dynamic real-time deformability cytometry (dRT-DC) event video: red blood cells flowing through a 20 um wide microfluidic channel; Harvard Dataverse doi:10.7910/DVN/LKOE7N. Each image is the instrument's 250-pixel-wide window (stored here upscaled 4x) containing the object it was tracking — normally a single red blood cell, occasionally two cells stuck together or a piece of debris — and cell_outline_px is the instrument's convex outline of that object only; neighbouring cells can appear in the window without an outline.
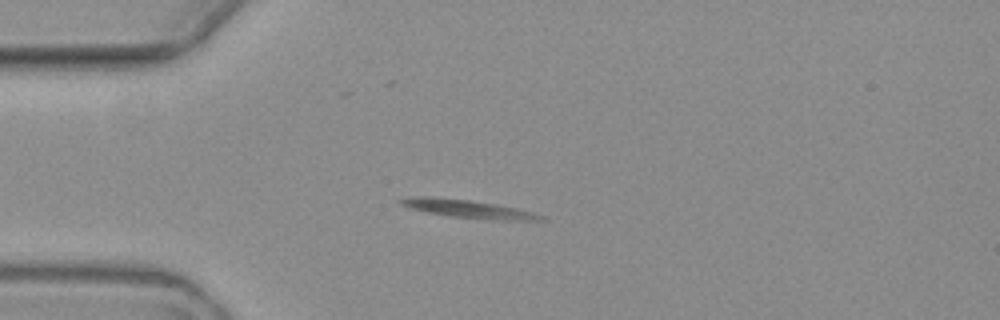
{"species": "common noctule bat (a hibernating species)", "species_latin": "Nyctalus noctula", "temperature_condition": "warm", "stored_images_in_passage": 3, "camera_frame_rate_fps": 3000, "um_per_image_px": 0.085, "animal": {"sex": "female", "body_mass_g": 19.3, "forearm_length_mm": 54.1}, "frame": {"image": 1, "passage_image": 3, "time_ms": 3.0, "image_size_px": [1000, 320], "cell_outline_px": [[548, 220], [492, 220], [452, 216], [424, 212], [408, 208], [400, 204], [400, 200], [424, 196], [468, 200], [492, 204], [512, 208], [544, 216]], "centroid_in_image_um": [39.76, 17.77], "position_along_channel_um": 45.2, "area_um2": 14.1}}